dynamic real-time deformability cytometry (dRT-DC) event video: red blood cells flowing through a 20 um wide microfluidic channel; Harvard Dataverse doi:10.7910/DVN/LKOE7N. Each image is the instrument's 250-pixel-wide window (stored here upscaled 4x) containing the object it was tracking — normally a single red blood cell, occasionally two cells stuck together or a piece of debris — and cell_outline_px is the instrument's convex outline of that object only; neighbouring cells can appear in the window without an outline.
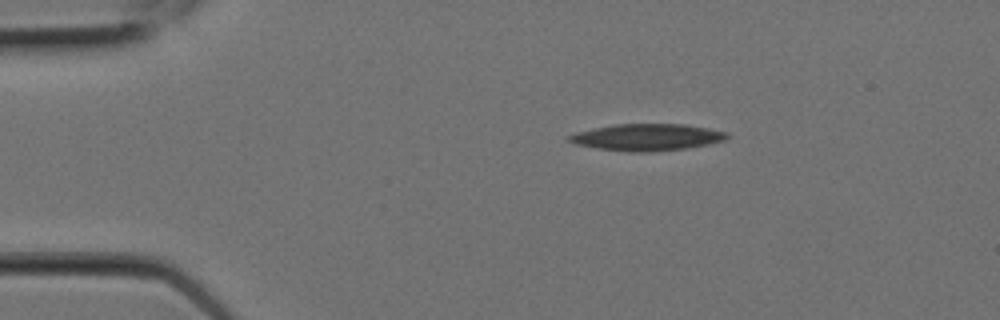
{"species": "Egyptian fruit bat (a non-hibernating species)", "species_latin": "Rousettus aegyptiacus", "temperature_condition": "room temperature", "stored_images_in_passage": 4, "camera_frame_rate_fps": 3000, "um_per_image_px": 0.085, "animal": {"sex": "female"}, "frame": {"image": 1, "passage_image": 1, "time_ms": 0.0, "image_size_px": [1000, 320], "cell_outline_px": [[732, 136], [728, 140], [708, 144], [684, 148], [648, 152], [632, 152], [600, 148], [576, 144], [564, 140], [568, 136], [576, 132], [616, 124], [684, 124], [708, 128], [728, 132]], "centroid_in_image_um": [55.05, 11.66], "position_along_channel_um": 29.9, "area_um2": 24.57}}